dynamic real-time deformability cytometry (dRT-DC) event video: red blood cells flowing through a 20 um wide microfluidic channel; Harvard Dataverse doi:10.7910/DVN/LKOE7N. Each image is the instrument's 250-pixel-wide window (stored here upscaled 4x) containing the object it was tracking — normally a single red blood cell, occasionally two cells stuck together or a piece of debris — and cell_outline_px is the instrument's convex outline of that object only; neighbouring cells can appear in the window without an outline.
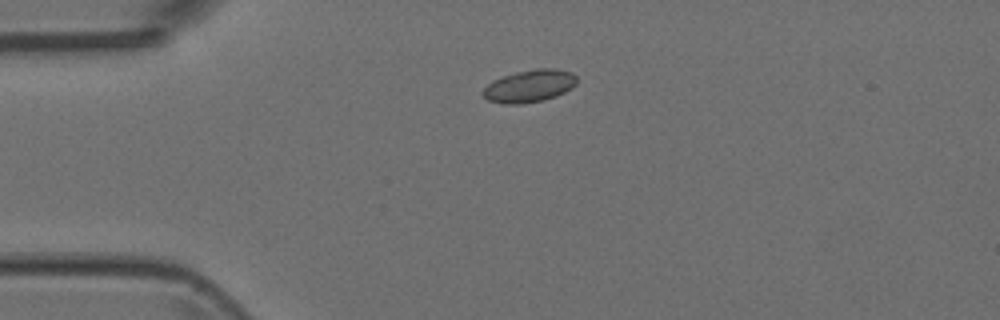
{"species": "Egyptian fruit bat (a non-hibernating species)", "species_latin": "Rousettus aegyptiacus", "temperature_condition": "room temperature", "stored_images_in_passage": 3, "camera_frame_rate_fps": 3000, "um_per_image_px": 0.085, "animal": {"sex": "female"}, "frame": {"image": 1, "passage_image": 1, "time_ms": 0.0, "image_size_px": [1000, 320], "cell_outline_px": [[576, 84], [572, 88], [556, 96], [544, 100], [520, 104], [504, 104], [488, 100], [480, 92], [492, 80], [516, 72], [536, 68], [552, 68], [572, 72], [576, 76]], "centroid_in_image_um": [45.0, 7.31], "position_along_channel_um": 40.0, "area_um2": 17.8}}
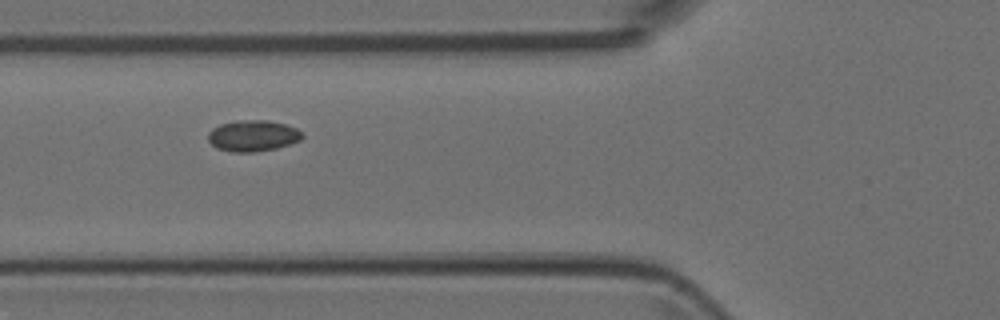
{"frame": {"image": 2, "passage_image": 3, "time_ms": 0.667, "image_size_px": [1000, 320], "cell_outline_px": [[304, 136], [300, 140], [276, 148], [252, 152], [232, 152], [216, 148], [208, 140], [208, 132], [212, 128], [220, 124], [240, 120], [268, 120], [284, 124], [296, 128], [304, 132]], "centroid_in_image_um": [21.49, 11.53], "position_along_channel_um": 104.3, "area_um2": 17.11}}